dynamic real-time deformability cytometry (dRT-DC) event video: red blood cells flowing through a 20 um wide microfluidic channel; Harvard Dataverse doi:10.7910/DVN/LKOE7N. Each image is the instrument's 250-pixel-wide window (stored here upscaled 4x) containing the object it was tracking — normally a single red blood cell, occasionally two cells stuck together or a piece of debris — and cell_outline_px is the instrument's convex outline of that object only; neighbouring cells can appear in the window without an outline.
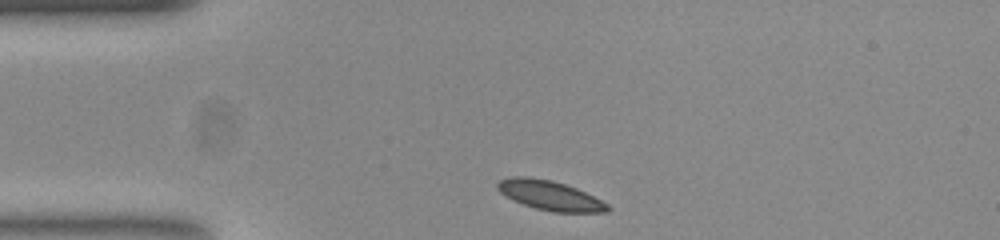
{"species": "common noctule bat (a hibernating species)", "species_latin": "Nyctalus noctula", "temperature_condition": "room temperature", "stored_images_in_passage": 33, "camera_frame_rate_fps": 3000, "um_per_image_px": 0.085, "animal": {"sex": "female", "body_mass_g": 23.0, "forearm_length_mm": 53.4}, "frame": {"image": 1, "passage_image": 1, "time_ms": 0.0, "image_size_px": [1000, 240], "cell_outline_px": [[612, 208], [608, 212], [552, 212], [536, 208], [512, 200], [500, 192], [496, 188], [496, 184], [500, 180], [512, 176], [528, 176], [552, 180], [576, 188], [608, 204]], "centroid_in_image_um": [46.72, 16.6], "position_along_channel_um": 38.3, "area_um2": 18.9}}
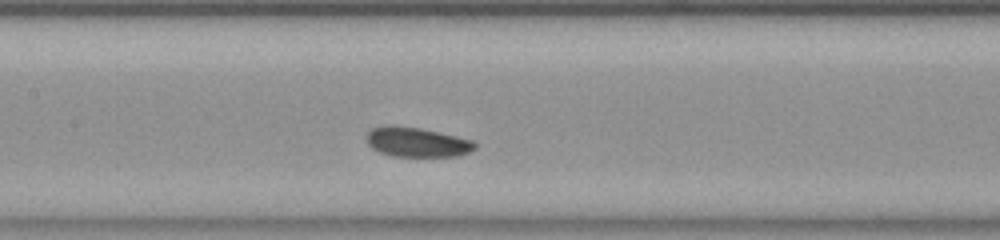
{"frame": {"image": 2, "passage_image": 14, "time_ms": 4.333, "image_size_px": [1000, 240], "cell_outline_px": [[476, 148], [468, 152], [456, 156], [392, 156], [380, 152], [372, 148], [368, 144], [364, 136], [372, 128], [384, 124], [396, 124], [420, 128], [440, 132], [472, 140], [476, 144]], "centroid_in_image_um": [35.38, 12.05], "position_along_channel_um": 172.0, "area_um2": 18.96}}
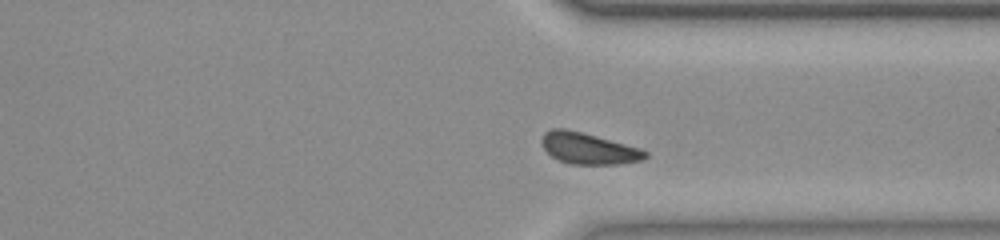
{"frame": {"image": 3, "passage_image": 29, "time_ms": 9.333, "image_size_px": [1000, 240], "cell_outline_px": [[648, 156], [644, 160], [620, 164], [572, 164], [560, 160], [552, 156], [540, 144], [540, 140], [544, 132], [552, 128], [564, 128], [596, 136], [640, 148], [648, 152]], "centroid_in_image_um": [50.02, 12.62], "position_along_channel_um": 361.4, "area_um2": 18.84}, "authors_computed_cell_mechanics": {"area_um2": 19.0162, "velocity_mm_per_s": 3.7883, "shape_relaxation_time_tau1_ms": null, "shape_relaxation_time_tau2_ms": 3.4231, "deformation_change_tau1": null, "deformation_change_tau2": 0.082}}